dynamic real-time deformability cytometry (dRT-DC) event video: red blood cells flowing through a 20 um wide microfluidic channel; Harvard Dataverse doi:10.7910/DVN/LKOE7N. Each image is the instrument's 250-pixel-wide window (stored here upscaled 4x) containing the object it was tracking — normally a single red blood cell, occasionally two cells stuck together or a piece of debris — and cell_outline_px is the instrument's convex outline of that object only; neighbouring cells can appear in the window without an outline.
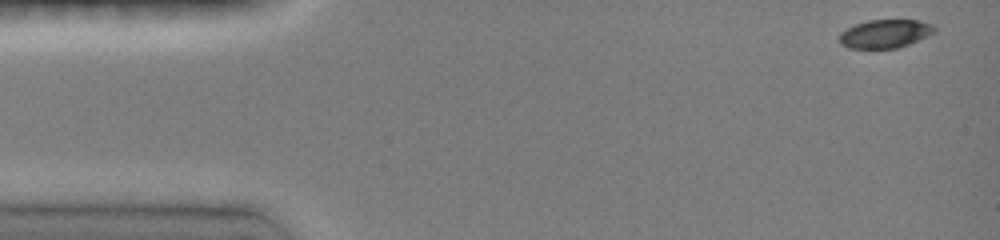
{"species": "common noctule bat (a hibernating species)", "species_latin": "Nyctalus noctula", "temperature_condition": "room temperature", "stored_images_in_passage": 40, "camera_frame_rate_fps": 3000, "um_per_image_px": 0.085, "animal": {"sex": "female", "body_mass_g": 19.0, "forearm_length_mm": 51.5}, "frame": {"image": 1, "passage_image": 1, "time_ms": 0.0, "image_size_px": [1000, 240], "cell_outline_px": [[936, 32], [928, 36], [908, 44], [896, 48], [848, 48], [840, 44], [840, 32], [856, 24], [868, 20], [920, 20], [932, 24], [936, 28]], "centroid_in_image_um": [75.25, 2.86], "position_along_channel_um": 9.7, "area_um2": 15.72}}
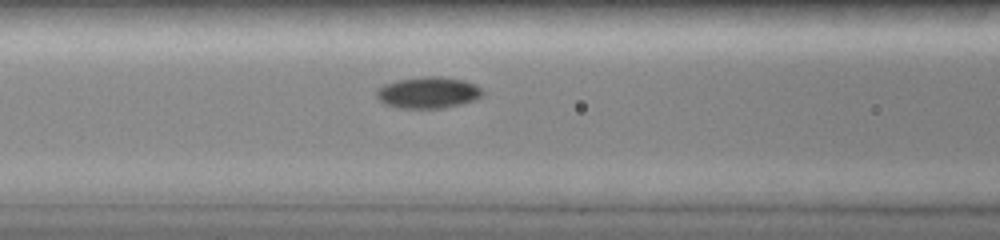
{"frame": {"image": 2, "passage_image": 22, "time_ms": 5.667, "image_size_px": [1000, 240], "cell_outline_px": [[484, 92], [476, 100], [444, 108], [400, 108], [384, 104], [376, 96], [376, 92], [384, 84], [396, 80], [424, 76], [440, 76], [464, 80], [476, 84]], "centroid_in_image_um": [36.4, 7.86], "position_along_channel_um": 130.2, "area_um2": 19.48}}
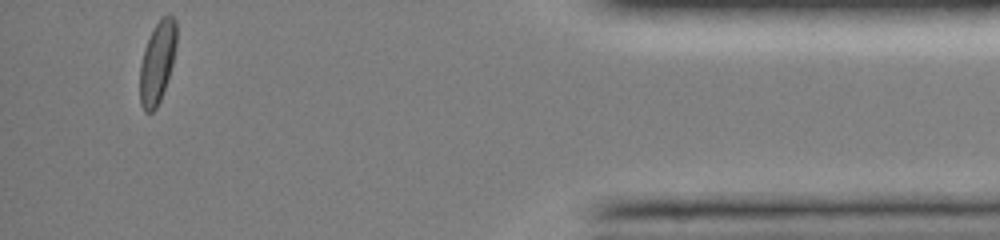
{"frame": {"image": 3, "passage_image": 40, "time_ms": 14.0, "image_size_px": [1000, 240], "cell_outline_px": [[176, 44], [172, 64], [160, 100], [156, 108], [152, 112], [144, 112], [140, 104], [140, 64], [144, 48], [160, 16], [172, 16], [176, 20]], "centroid_in_image_um": [13.36, 5.31], "position_along_channel_um": 421.8, "area_um2": 17.22}, "authors_computed_cell_mechanics": {"area_um2": 17.8024, "velocity_mm_per_s": 4.0673, "shape_relaxation_time_tau1_ms": 2.4452, "shape_relaxation_time_tau2_ms": 5.4195, "deformation_change_tau1": 0.1195, "deformation_change_tau2": 0.0469}}